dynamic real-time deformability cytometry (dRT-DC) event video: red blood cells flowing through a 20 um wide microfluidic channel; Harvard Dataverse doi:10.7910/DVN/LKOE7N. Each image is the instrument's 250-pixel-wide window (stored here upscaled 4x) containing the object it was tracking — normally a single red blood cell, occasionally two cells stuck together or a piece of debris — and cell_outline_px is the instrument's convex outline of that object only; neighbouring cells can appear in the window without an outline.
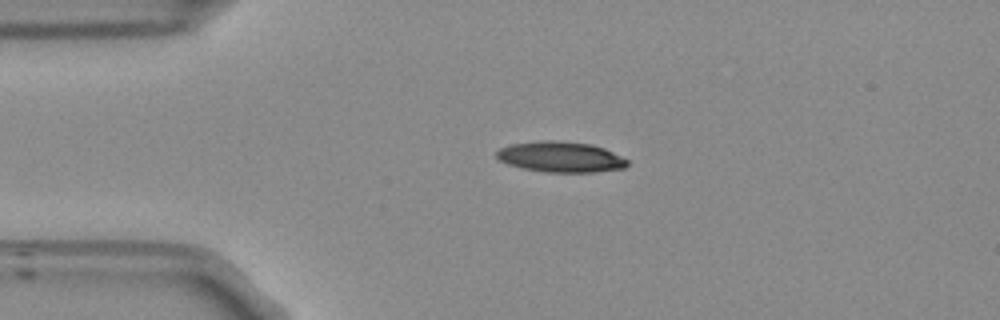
{"species": "Egyptian fruit bat (a non-hibernating species)", "species_latin": "Rousettus aegyptiacus", "temperature_condition": "room temperature", "stored_images_in_passage": 43, "camera_frame_rate_fps": 3000, "um_per_image_px": 0.085, "frame": {"image": 1, "passage_image": 1, "time_ms": 0.0, "image_size_px": [1000, 320], "cell_outline_px": [[628, 164], [624, 168], [592, 172], [544, 172], [524, 168], [508, 164], [500, 160], [496, 156], [496, 152], [500, 148], [512, 144], [544, 140], [552, 140], [592, 144], [604, 148], [628, 160]], "centroid_in_image_um": [47.65, 13.34], "position_along_channel_um": 37.3, "area_um2": 23.12}}
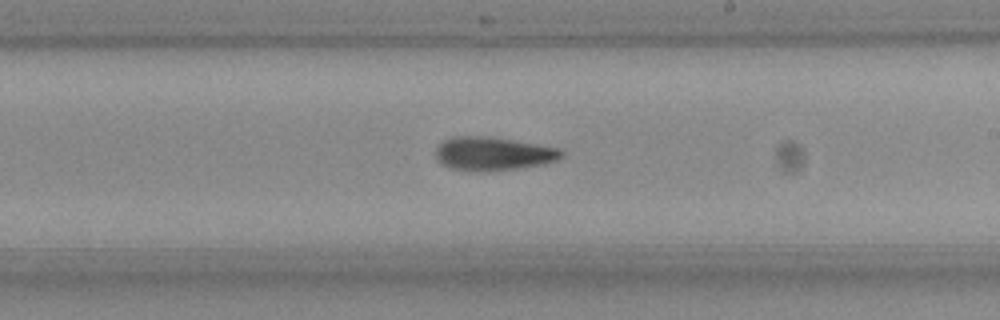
{"frame": {"image": 2, "passage_image": 20, "time_ms": 6.333, "image_size_px": [1000, 320], "cell_outline_px": [[564, 152], [556, 160], [544, 164], [516, 168], [448, 168], [436, 160], [436, 148], [444, 140], [452, 136], [484, 136], [560, 148]], "centroid_in_image_um": [41.89, 13.02], "position_along_channel_um": 247.1, "area_um2": 23.35}}
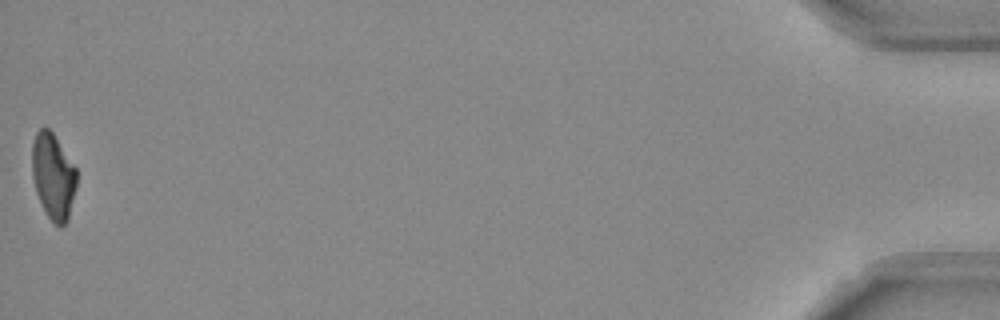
{"frame": {"image": 3, "passage_image": 43, "time_ms": 14.0, "image_size_px": [1000, 320], "cell_outline_px": [[76, 184], [68, 220], [60, 228], [48, 216], [36, 192], [32, 176], [32, 144], [36, 132], [40, 128], [48, 128], [52, 132], [76, 168]], "centroid_in_image_um": [4.51, 14.97], "position_along_channel_um": 430.7, "area_um2": 21.96}}